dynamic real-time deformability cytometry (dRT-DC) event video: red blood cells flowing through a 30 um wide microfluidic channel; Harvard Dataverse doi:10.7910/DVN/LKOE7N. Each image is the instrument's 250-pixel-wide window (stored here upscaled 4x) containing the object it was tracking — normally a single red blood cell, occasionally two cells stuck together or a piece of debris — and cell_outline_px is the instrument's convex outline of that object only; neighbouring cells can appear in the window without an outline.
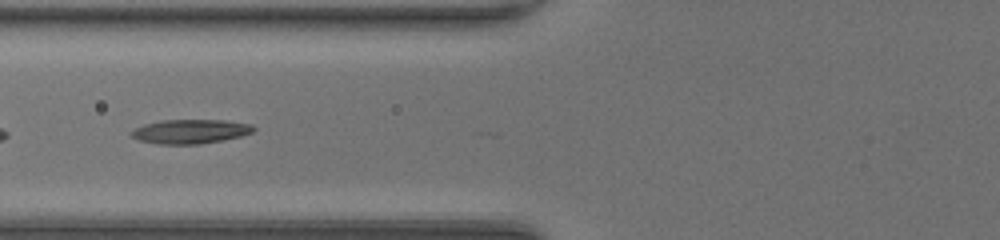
{"species": "common noctule bat (a hibernating species)", "species_latin": "Nyctalus noctula", "temperature_condition": "room temperature", "stored_images_in_passage": 50, "segment_of_instrument_passage": [2, 2], "camera_frame_rate_fps": 3000, "um_per_image_px": 0.085, "animal": {"sex": "female", "body_mass_g": 20.0, "forearm_length_mm": 54.0}, "frame": {"image": 1, "passage_image": 23, "time_ms": 7.333, "image_size_px": [1000, 240], "cell_outline_px": [[256, 128], [252, 132], [240, 136], [224, 140], [200, 144], [160, 144], [140, 140], [132, 136], [128, 132], [144, 124], [160, 120], [224, 120], [252, 124]], "centroid_in_image_um": [16.19, 11.17], "position_along_channel_um": 109.6, "area_um2": 17.22}}
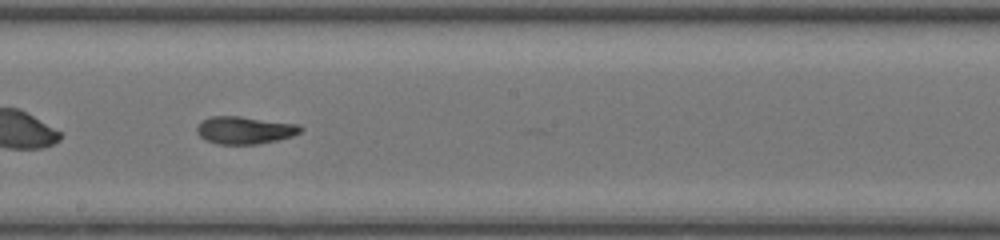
{"frame": {"image": 2, "passage_image": 31, "time_ms": 10.0, "image_size_px": [1000, 240], "cell_outline_px": [[304, 128], [300, 132], [292, 136], [276, 140], [256, 144], [216, 144], [204, 140], [196, 132], [196, 124], [212, 116], [240, 116], [300, 124]], "centroid_in_image_um": [20.79, 11.06], "position_along_channel_um": 227.4, "area_um2": 16.76}}
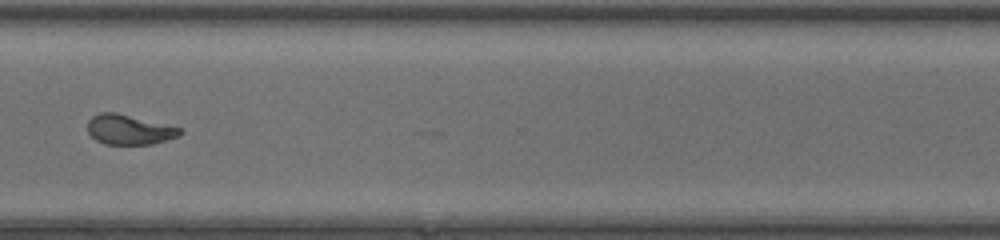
{"frame": {"image": 3, "passage_image": 40, "time_ms": 13.0, "image_size_px": [1000, 240], "cell_outline_px": [[184, 132], [180, 136], [152, 144], [104, 144], [96, 140], [88, 132], [88, 120], [92, 116], [100, 112], [116, 112], [184, 128]], "centroid_in_image_um": [11.02, 11.01], "position_along_channel_um": 359.6, "area_um2": 16.3}}